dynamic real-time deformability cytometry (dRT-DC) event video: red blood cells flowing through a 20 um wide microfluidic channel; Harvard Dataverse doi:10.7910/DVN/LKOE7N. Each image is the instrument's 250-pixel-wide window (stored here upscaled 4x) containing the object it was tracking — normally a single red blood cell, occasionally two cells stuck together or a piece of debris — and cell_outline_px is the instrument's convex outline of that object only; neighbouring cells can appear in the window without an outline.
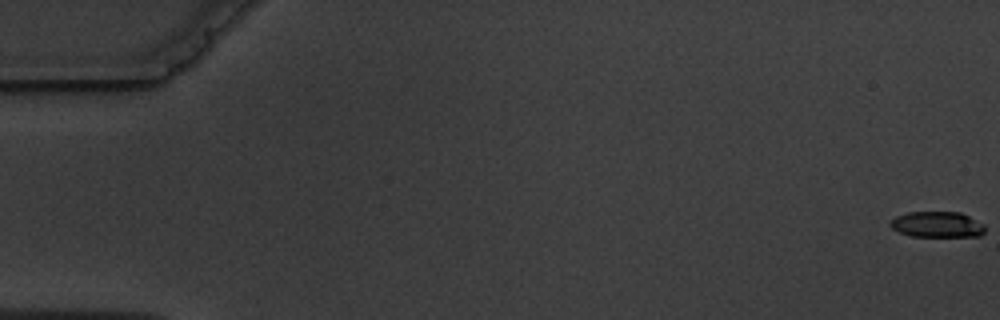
{"species": "common noctule bat (a hibernating species)", "species_latin": "Nyctalus noctula", "temperature_condition": "warm", "stored_images_in_passage": 4, "camera_frame_rate_fps": 3000, "um_per_image_px": 0.085, "animal": {"sex": "male", "body_mass_g": 19.5, "forearm_length_mm": 54.6}, "frame": {"image": 1, "passage_image": 1, "time_ms": 0.0, "image_size_px": [1000, 320], "cell_outline_px": [[984, 232], [980, 236], [912, 236], [900, 232], [892, 228], [888, 224], [888, 220], [896, 216], [908, 212], [960, 212], [984, 224]], "centroid_in_image_um": [79.62, 19.07], "position_along_channel_um": 5.4, "area_um2": 14.22}}
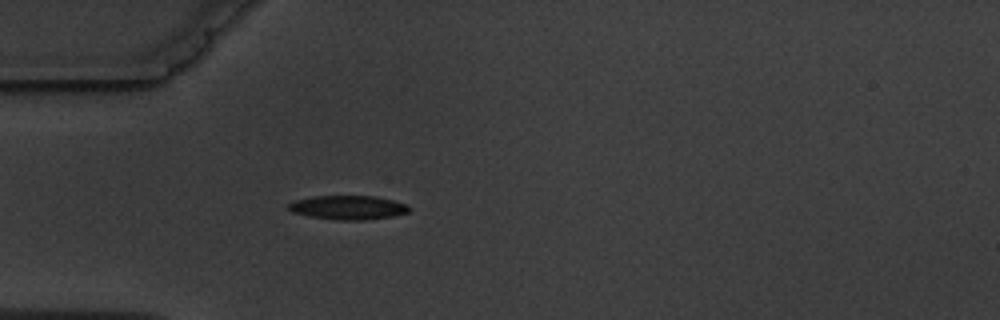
{"frame": {"image": 2, "passage_image": 4, "time_ms": 5.667, "image_size_px": [1000, 320], "cell_outline_px": [[412, 208], [408, 212], [392, 216], [364, 220], [336, 220], [312, 216], [292, 212], [288, 208], [288, 204], [296, 200], [312, 196], [376, 196], [408, 204]], "centroid_in_image_um": [29.62, 17.63], "position_along_channel_um": 55.4, "area_um2": 16.82}}